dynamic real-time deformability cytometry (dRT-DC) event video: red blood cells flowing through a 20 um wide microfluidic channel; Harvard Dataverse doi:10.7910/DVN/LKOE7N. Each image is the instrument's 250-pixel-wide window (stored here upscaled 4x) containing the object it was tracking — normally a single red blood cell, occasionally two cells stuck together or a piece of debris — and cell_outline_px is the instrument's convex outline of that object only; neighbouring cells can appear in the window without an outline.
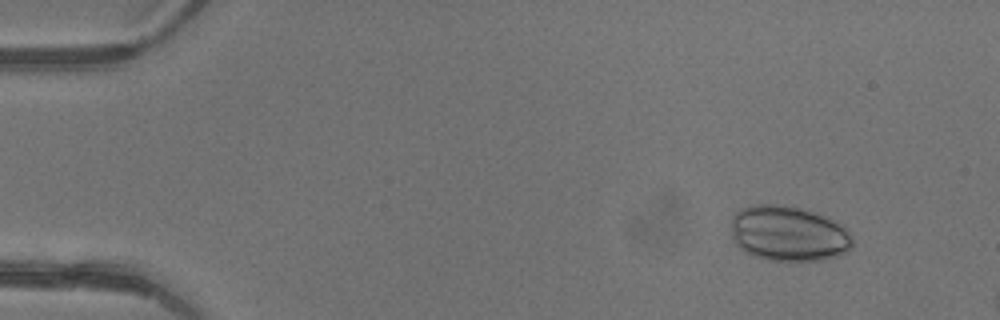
{"species": "common noctule bat (a hibernating species)", "species_latin": "Nyctalus noctula", "temperature_condition": "warm", "stored_images_in_passage": 4, "camera_frame_rate_fps": 3000, "um_per_image_px": 0.085, "animal": {"sex": "female"}, "frame": {"image": 1, "passage_image": 2, "time_ms": 0.333, "image_size_px": [1000, 320], "cell_outline_px": [[852, 248], [848, 252], [824, 260], [788, 264], [768, 260], [752, 256], [744, 252], [736, 244], [732, 236], [732, 216], [740, 208], [752, 204], [776, 204], [800, 208], [836, 220], [848, 228], [852, 236]], "centroid_in_image_um": [67.04, 19.9], "position_along_channel_um": 18.0, "area_um2": 40.4}}